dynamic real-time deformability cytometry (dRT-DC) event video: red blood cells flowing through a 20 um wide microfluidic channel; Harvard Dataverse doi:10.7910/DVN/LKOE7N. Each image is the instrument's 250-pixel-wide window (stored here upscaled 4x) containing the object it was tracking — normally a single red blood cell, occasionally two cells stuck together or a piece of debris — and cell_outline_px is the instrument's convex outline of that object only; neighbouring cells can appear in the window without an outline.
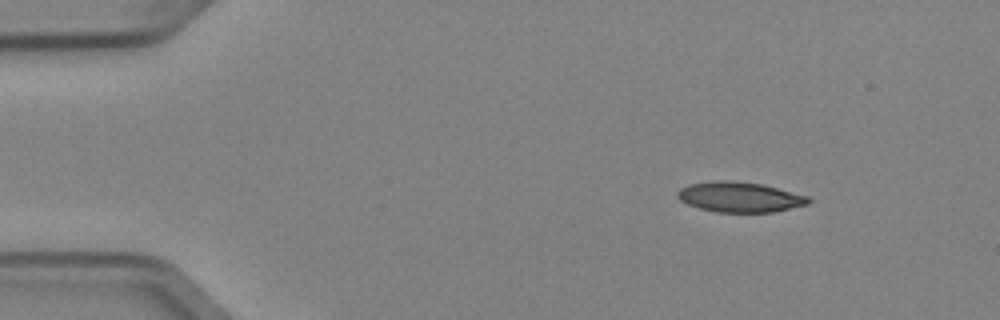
{"species": "Egyptian fruit bat (a non-hibernating species)", "species_latin": "Rousettus aegyptiacus", "temperature_condition": "cold", "stored_images_in_passage": 4, "camera_frame_rate_fps": 3000, "um_per_image_px": 0.085, "animal": {"sex": "female"}, "frame": {"image": 1, "passage_image": 1, "time_ms": 0.0, "image_size_px": [1000, 320], "cell_outline_px": [[812, 200], [808, 204], [772, 212], [716, 212], [700, 208], [688, 204], [680, 200], [676, 196], [676, 192], [680, 188], [688, 184], [716, 180], [728, 180], [760, 184], [808, 196]], "centroid_in_image_um": [62.83, 16.75], "position_along_channel_um": 22.2, "area_um2": 22.89}}
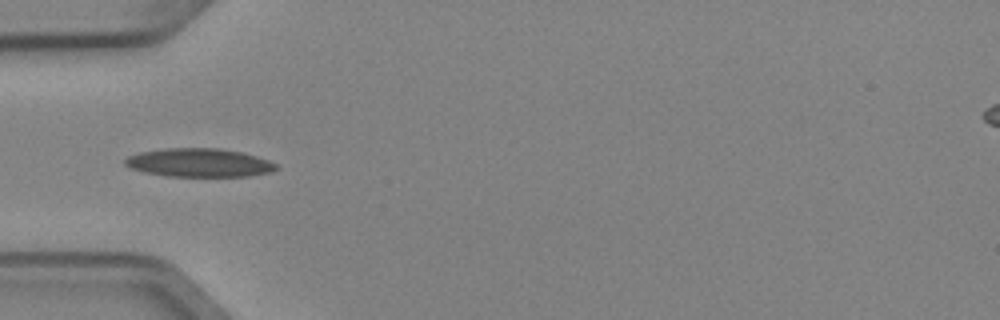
{"frame": {"image": 2, "passage_image": 4, "time_ms": 1.0, "image_size_px": [1000, 320], "cell_outline_px": [[280, 168], [272, 172], [248, 176], [168, 176], [144, 172], [132, 168], [124, 164], [124, 160], [128, 156], [140, 152], [164, 148], [220, 148], [240, 152], [256, 156], [268, 160], [276, 164]], "centroid_in_image_um": [16.94, 13.83], "position_along_channel_um": 68.1, "area_um2": 25.09}}